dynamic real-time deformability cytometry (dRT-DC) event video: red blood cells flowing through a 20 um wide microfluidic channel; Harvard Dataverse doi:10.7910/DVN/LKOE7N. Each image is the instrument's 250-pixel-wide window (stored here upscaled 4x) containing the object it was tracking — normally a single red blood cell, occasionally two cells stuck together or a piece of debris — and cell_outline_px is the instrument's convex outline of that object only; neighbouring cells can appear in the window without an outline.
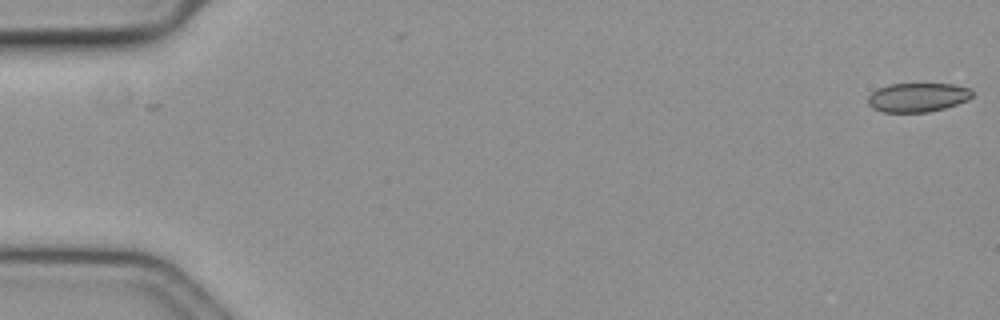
{"species": "common noctule bat (a hibernating species)", "species_latin": "Nyctalus noctula", "temperature_condition": "cold", "stored_images_in_passage": 19, "camera_frame_rate_fps": 3000, "um_per_image_px": 0.085, "animal": {"sex": "female", "body_mass_g": 19.3, "forearm_length_mm": 54.1}, "frame": {"image": 1, "passage_image": 1, "time_ms": 0.0, "image_size_px": [1000, 320], "cell_outline_px": [[972, 96], [968, 100], [944, 108], [928, 112], [884, 112], [872, 108], [868, 104], [868, 96], [876, 88], [888, 84], [952, 84], [968, 88], [972, 92]], "centroid_in_image_um": [77.96, 8.27], "position_along_channel_um": 7.0, "area_um2": 17.63}}
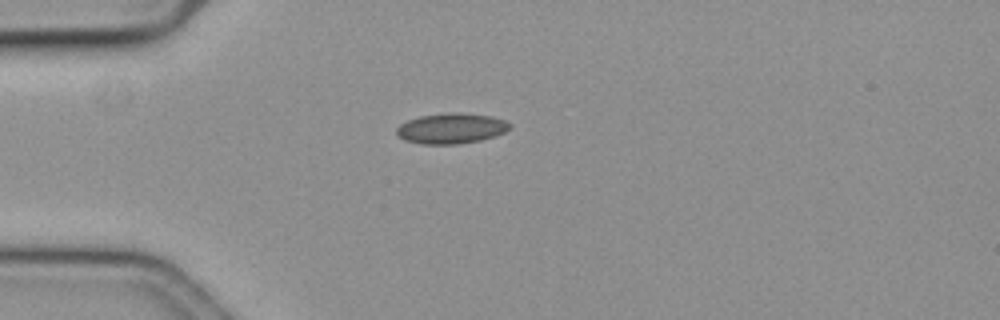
{"frame": {"image": 2, "passage_image": 16, "time_ms": 5.0, "image_size_px": [1000, 320], "cell_outline_px": [[512, 124], [504, 132], [496, 136], [480, 140], [460, 144], [420, 144], [404, 140], [396, 136], [396, 128], [400, 124], [408, 120], [420, 116], [448, 112], [460, 112], [492, 116], [504, 120]], "centroid_in_image_um": [38.33, 10.91], "position_along_channel_um": 46.7, "area_um2": 20.29}}